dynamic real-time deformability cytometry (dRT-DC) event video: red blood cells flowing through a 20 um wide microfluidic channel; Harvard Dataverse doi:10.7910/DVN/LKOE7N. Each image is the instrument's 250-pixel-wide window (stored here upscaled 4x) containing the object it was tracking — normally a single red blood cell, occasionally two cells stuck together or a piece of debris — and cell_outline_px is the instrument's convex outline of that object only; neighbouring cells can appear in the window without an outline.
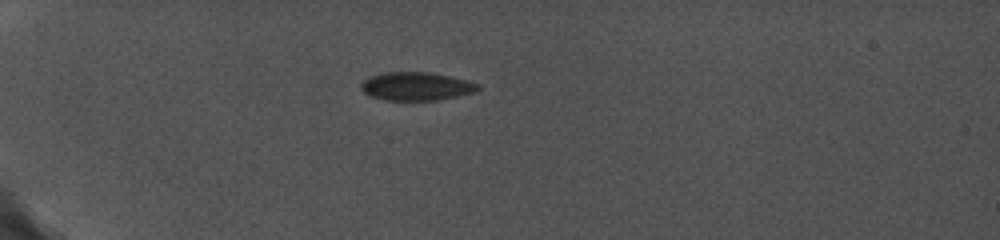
{"species": "common noctule bat (a hibernating species)", "species_latin": "Nyctalus noctula", "temperature_condition": "cold", "stored_images_in_passage": 20, "camera_frame_rate_fps": 5000, "um_per_image_px": 0.085, "animal": {"sex": "female", "body_mass_g": 19.0, "forearm_length_mm": 56.7}, "frame": {"image": 1, "passage_image": 1, "time_ms": 0.0, "image_size_px": [1000, 240], "cell_outline_px": [[480, 88], [476, 92], [436, 100], [384, 100], [368, 96], [360, 88], [360, 84], [368, 76], [384, 72], [432, 72], [468, 80], [480, 84]], "centroid_in_image_um": [35.37, 7.33], "position_along_channel_um": 49.6, "area_um2": 19.54}}
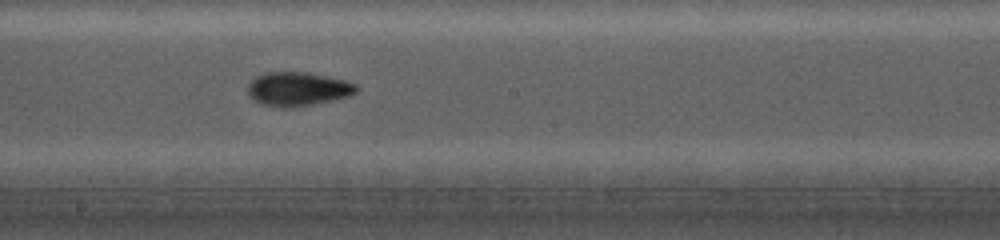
{"frame": {"image": 2, "passage_image": 17, "time_ms": 5.6, "image_size_px": [1000, 240], "cell_outline_px": [[360, 88], [352, 96], [312, 104], [264, 104], [256, 100], [248, 92], [248, 84], [256, 76], [268, 72], [308, 72], [344, 80], [356, 84]], "centroid_in_image_um": [25.4, 7.5], "position_along_channel_um": 222.8, "area_um2": 20.52}}
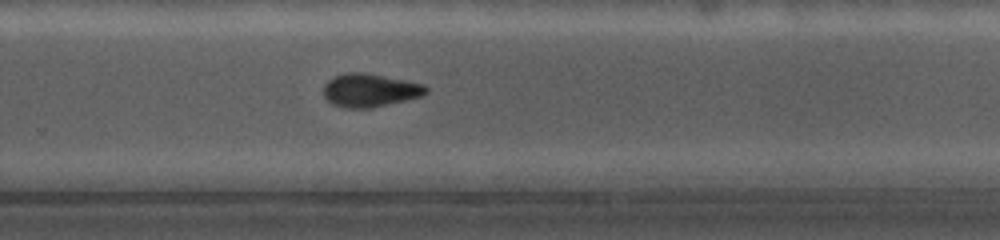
{"frame": {"image": 3, "passage_image": 20, "time_ms": 7.6, "image_size_px": [1000, 240], "cell_outline_px": [[428, 92], [424, 96], [372, 108], [344, 108], [332, 104], [324, 96], [324, 84], [332, 76], [348, 72], [368, 72], [424, 84], [428, 88]], "centroid_in_image_um": [31.46, 7.66], "position_along_channel_um": 298.3, "area_um2": 20.23}}